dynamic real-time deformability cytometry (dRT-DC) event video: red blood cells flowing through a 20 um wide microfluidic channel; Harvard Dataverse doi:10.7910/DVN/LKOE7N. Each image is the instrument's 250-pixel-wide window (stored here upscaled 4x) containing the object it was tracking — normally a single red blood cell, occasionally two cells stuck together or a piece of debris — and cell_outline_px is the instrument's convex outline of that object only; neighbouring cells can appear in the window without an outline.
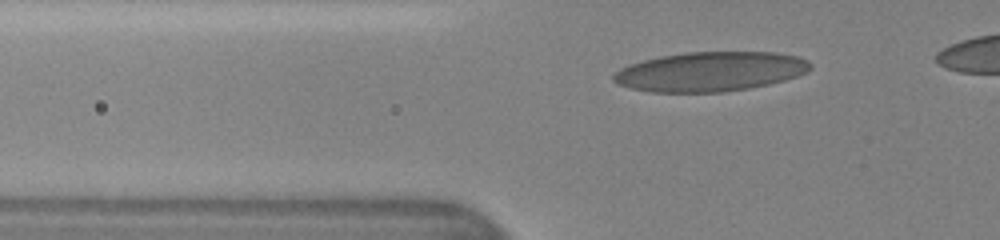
{"species": "human", "species_latin": "Homo sapiens", "temperature_condition": "cold", "stored_images_in_passage": 37, "camera_frame_rate_fps": 3000, "um_per_image_px": 0.085, "donor": {"sex": "female"}, "frame": {"image": 1, "passage_image": 4, "time_ms": 1.0, "image_size_px": [1000, 240], "cell_outline_px": [[812, 68], [796, 76], [784, 80], [768, 84], [748, 88], [720, 92], [652, 92], [632, 88], [620, 84], [612, 80], [612, 76], [620, 68], [644, 60], [660, 56], [684, 52], [772, 52], [796, 56], [808, 60], [812, 64]], "centroid_in_image_um": [60.37, 6.08], "position_along_channel_um": 65.4, "area_um2": 45.03}}
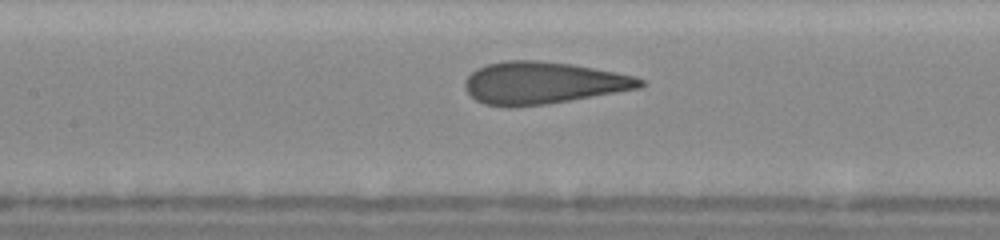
{"frame": {"image": 2, "passage_image": 13, "time_ms": 4.0, "image_size_px": [1000, 240], "cell_outline_px": [[644, 84], [640, 88], [548, 104], [484, 104], [476, 100], [464, 88], [464, 80], [472, 72], [488, 64], [504, 60], [536, 60], [572, 64], [636, 76], [644, 80]], "centroid_in_image_um": [46.19, 7.01], "position_along_channel_um": 161.2, "area_um2": 42.14}}
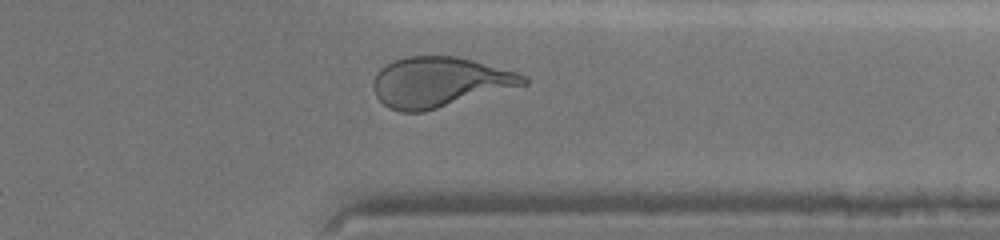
{"frame": {"image": 3, "passage_image": 34, "time_ms": 10.0, "image_size_px": [1000, 240], "cell_outline_px": [[528, 84], [424, 112], [400, 112], [388, 108], [376, 96], [372, 88], [372, 80], [376, 72], [380, 68], [396, 60], [408, 56], [456, 56], [472, 60], [516, 72], [524, 76], [528, 80]], "centroid_in_image_um": [37.32, 6.99], "position_along_channel_um": 374.1, "area_um2": 43.81}, "authors_computed_cell_mechanics": {"area_um2": 42.5408, "velocity_mm_per_s": 3.5483, "shape_relaxation_time_tau1_ms": 7.5779, "shape_relaxation_time_tau2_ms": 0.6718, "deformation_change_tau1": 0.2171, "deformation_change_tau2": 0.0818}}